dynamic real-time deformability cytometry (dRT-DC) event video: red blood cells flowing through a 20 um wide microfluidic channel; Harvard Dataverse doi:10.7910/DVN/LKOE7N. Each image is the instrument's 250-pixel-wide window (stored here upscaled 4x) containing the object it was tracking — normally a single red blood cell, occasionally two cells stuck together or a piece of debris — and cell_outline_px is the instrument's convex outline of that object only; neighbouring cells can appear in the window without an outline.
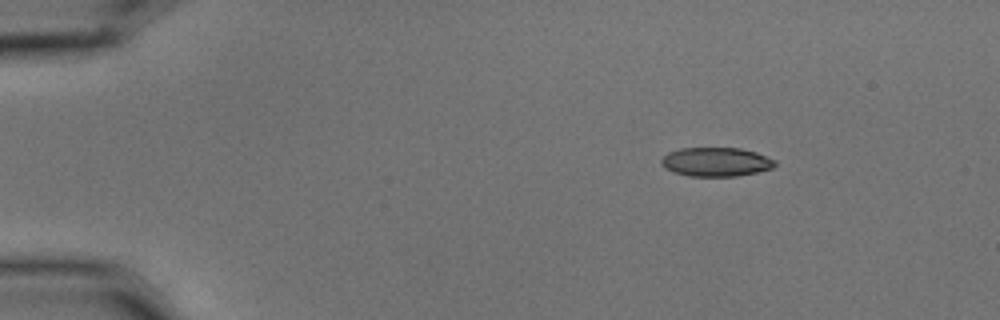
{"species": "common noctule bat (a hibernating species)", "species_latin": "Nyctalus noctula", "temperature_condition": "cold", "stored_images_in_passage": 4, "camera_frame_rate_fps": 3000, "um_per_image_px": 0.085, "animal": {"sex": "male", "body_mass_g": 15.6}, "frame": {"image": 1, "passage_image": 1, "time_ms": 0.0, "image_size_px": [1000, 320], "cell_outline_px": [[776, 164], [772, 168], [756, 172], [736, 176], [688, 176], [672, 172], [664, 168], [660, 164], [660, 160], [668, 152], [680, 148], [740, 148], [756, 152], [776, 160]], "centroid_in_image_um": [60.83, 13.76], "position_along_channel_um": 24.2, "area_um2": 19.31}}
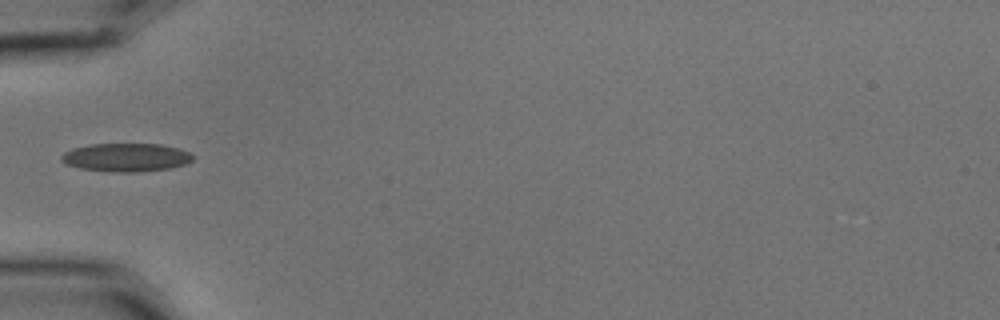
{"frame": {"image": 2, "passage_image": 4, "time_ms": 1.0, "image_size_px": [1000, 320], "cell_outline_px": [[192, 160], [184, 164], [168, 168], [136, 172], [116, 172], [80, 168], [68, 164], [60, 160], [60, 156], [64, 152], [72, 148], [92, 144], [160, 144], [180, 148], [188, 152], [192, 156]], "centroid_in_image_um": [10.69, 13.37], "position_along_channel_um": 74.3, "area_um2": 21.5}}